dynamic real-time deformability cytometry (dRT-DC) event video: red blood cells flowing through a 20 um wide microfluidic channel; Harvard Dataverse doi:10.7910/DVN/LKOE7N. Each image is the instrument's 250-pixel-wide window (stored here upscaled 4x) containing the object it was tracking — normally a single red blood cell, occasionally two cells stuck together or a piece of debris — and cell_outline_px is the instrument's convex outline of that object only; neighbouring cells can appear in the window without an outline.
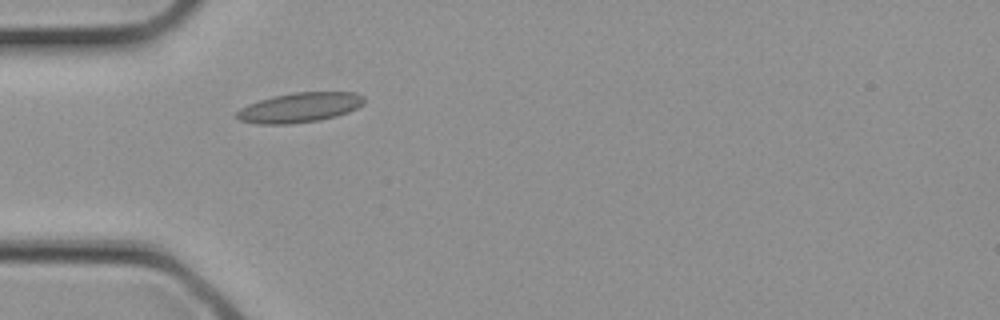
{"species": "common noctule bat (a hibernating species)", "species_latin": "Nyctalus noctula", "temperature_condition": "cold", "stored_images_in_passage": 2, "camera_frame_rate_fps": 3000, "um_per_image_px": 0.085, "animal": {"sex": "female", "body_mass_g": 21.9}, "frame": {"image": 1, "passage_image": 2, "time_ms": 0.333, "image_size_px": [1000, 320], "cell_outline_px": [[364, 104], [348, 112], [336, 116], [320, 120], [292, 124], [256, 124], [240, 120], [236, 116], [236, 112], [240, 108], [248, 104], [272, 96], [292, 92], [356, 92], [364, 96]], "centroid_in_image_um": [25.47, 9.14], "position_along_channel_um": 59.5, "area_um2": 22.25}}